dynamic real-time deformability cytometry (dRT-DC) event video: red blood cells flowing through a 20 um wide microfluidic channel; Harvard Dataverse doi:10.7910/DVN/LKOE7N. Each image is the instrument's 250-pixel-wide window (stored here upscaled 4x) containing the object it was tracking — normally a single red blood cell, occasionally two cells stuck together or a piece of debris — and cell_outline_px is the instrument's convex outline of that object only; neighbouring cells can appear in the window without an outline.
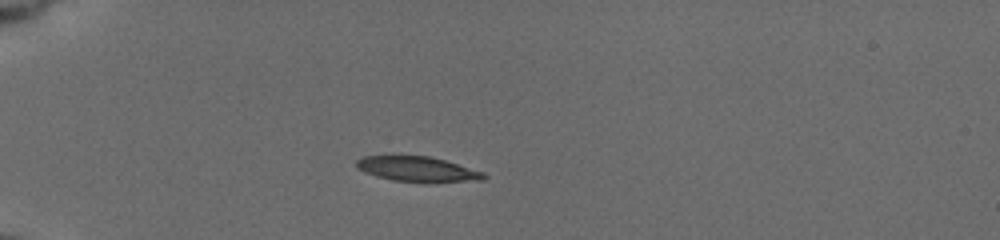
{"species": "common noctule bat (a hibernating species)", "species_latin": "Nyctalus noctula", "temperature_condition": "cold", "stored_images_in_passage": 29, "camera_frame_rate_fps": 3000, "um_per_image_px": 0.085, "animal": {"sex": "female", "body_mass_g": 19.5, "forearm_length_mm": 54.1}, "frame": {"image": 1, "passage_image": 9, "time_ms": 3.667, "image_size_px": [1000, 240], "cell_outline_px": [[488, 176], [484, 180], [428, 184], [392, 180], [376, 176], [364, 172], [356, 168], [356, 160], [364, 156], [428, 156], [444, 160], [484, 172]], "centroid_in_image_um": [35.53, 14.41], "position_along_channel_um": 49.5, "area_um2": 19.07}}
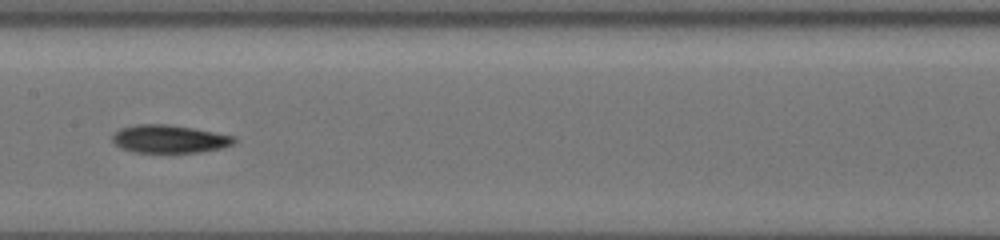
{"frame": {"image": 2, "passage_image": 21, "time_ms": 8.333, "image_size_px": [1000, 240], "cell_outline_px": [[236, 140], [232, 144], [220, 148], [200, 152], [168, 156], [132, 152], [116, 144], [112, 140], [112, 136], [120, 128], [136, 124], [164, 124], [192, 128], [236, 136]], "centroid_in_image_um": [14.39, 11.86], "position_along_channel_um": 193.0, "area_um2": 20.58}}
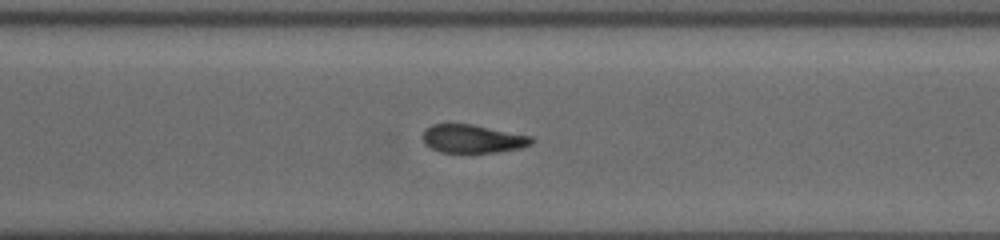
{"frame": {"image": 3, "passage_image": 29, "time_ms": 12.0, "image_size_px": [1000, 240], "cell_outline_px": [[532, 144], [520, 148], [496, 152], [440, 152], [424, 144], [424, 132], [432, 124], [472, 124], [532, 136]], "centroid_in_image_um": [40.19, 11.79], "position_along_channel_um": 330.4, "area_um2": 17.69}}